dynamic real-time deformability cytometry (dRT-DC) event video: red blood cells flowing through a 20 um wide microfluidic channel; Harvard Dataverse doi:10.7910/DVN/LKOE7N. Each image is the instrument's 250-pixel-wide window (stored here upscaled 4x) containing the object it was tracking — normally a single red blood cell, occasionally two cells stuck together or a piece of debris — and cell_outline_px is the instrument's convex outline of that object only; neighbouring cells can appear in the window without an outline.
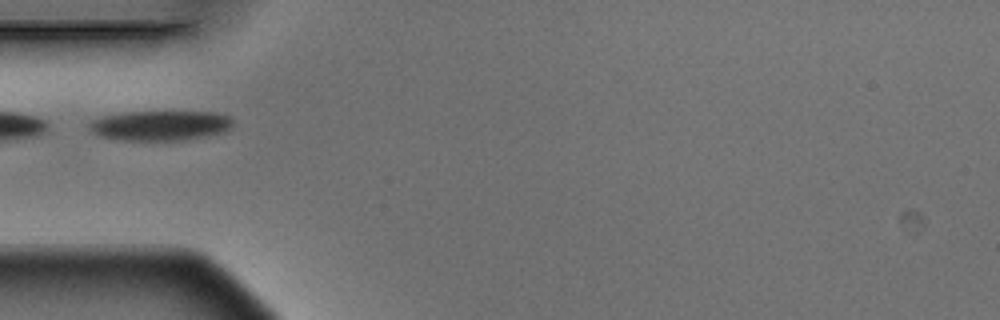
{"species": "Egyptian fruit bat (a non-hibernating species)", "species_latin": "Rousettus aegyptiacus", "temperature_condition": "warm", "stored_images_in_passage": 5, "camera_frame_rate_fps": 3000, "um_per_image_px": 0.085, "animal": {"sex": "male"}, "frame": {"image": 1, "passage_image": 4, "time_ms": 1.0, "image_size_px": [1000, 320], "cell_outline_px": [[232, 128], [224, 132], [204, 136], [180, 140], [120, 140], [100, 136], [92, 132], [88, 128], [88, 124], [92, 120], [104, 116], [124, 112], [216, 112], [228, 116], [232, 120]], "centroid_in_image_um": [13.61, 10.67], "position_along_channel_um": 71.4, "area_um2": 24.97}}
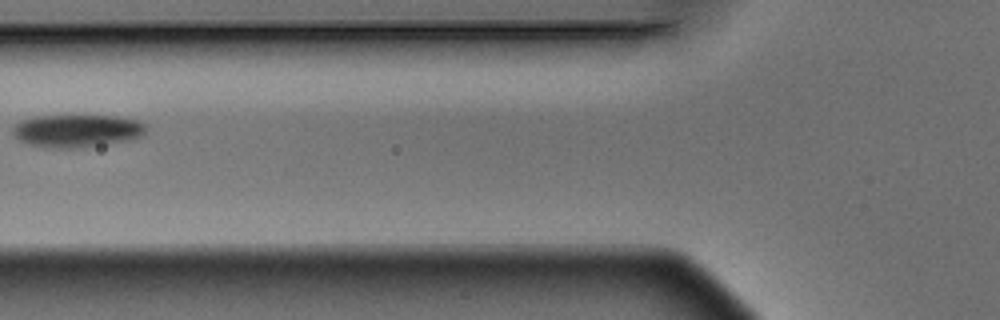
{"frame": {"image": 2, "passage_image": 5, "time_ms": 1.333, "image_size_px": [1000, 320], "cell_outline_px": [[144, 132], [140, 136], [132, 140], [84, 148], [48, 148], [28, 144], [12, 136], [12, 128], [20, 120], [36, 116], [116, 116], [140, 120], [144, 124]], "centroid_in_image_um": [6.52, 11.13], "position_along_channel_um": 119.3, "area_um2": 25.72}}